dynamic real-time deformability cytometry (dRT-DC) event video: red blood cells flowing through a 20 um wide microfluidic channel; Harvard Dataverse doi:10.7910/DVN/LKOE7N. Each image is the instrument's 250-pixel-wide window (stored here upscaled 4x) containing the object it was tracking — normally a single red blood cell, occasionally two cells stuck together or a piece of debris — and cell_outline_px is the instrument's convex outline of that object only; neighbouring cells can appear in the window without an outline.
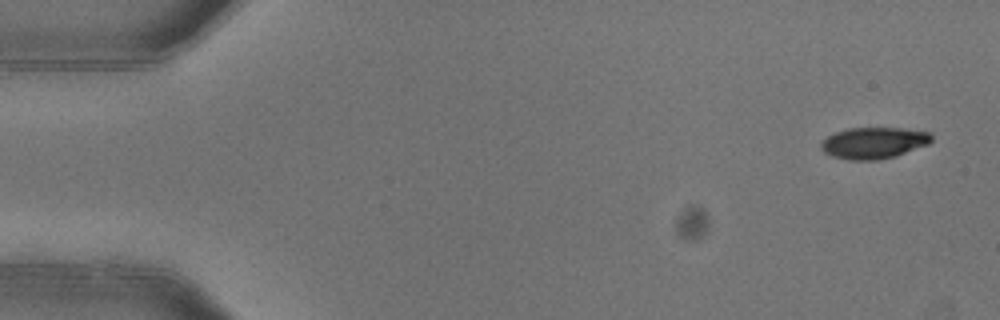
{"species": "common noctule bat (a hibernating species)", "species_latin": "Nyctalus noctula", "temperature_condition": "warm", "stored_images_in_passage": 6, "camera_frame_rate_fps": 3000, "um_per_image_px": 0.085, "animal": {"sex": "female"}, "frame": {"image": 1, "passage_image": 1, "time_ms": 0.0, "image_size_px": [1000, 320], "cell_outline_px": [[932, 140], [928, 144], [892, 156], [876, 160], [848, 160], [832, 156], [824, 152], [820, 148], [820, 144], [828, 136], [836, 132], [848, 128], [900, 128], [928, 132], [932, 136]], "centroid_in_image_um": [74.22, 12.14], "position_along_channel_um": 10.8, "area_um2": 19.88}}